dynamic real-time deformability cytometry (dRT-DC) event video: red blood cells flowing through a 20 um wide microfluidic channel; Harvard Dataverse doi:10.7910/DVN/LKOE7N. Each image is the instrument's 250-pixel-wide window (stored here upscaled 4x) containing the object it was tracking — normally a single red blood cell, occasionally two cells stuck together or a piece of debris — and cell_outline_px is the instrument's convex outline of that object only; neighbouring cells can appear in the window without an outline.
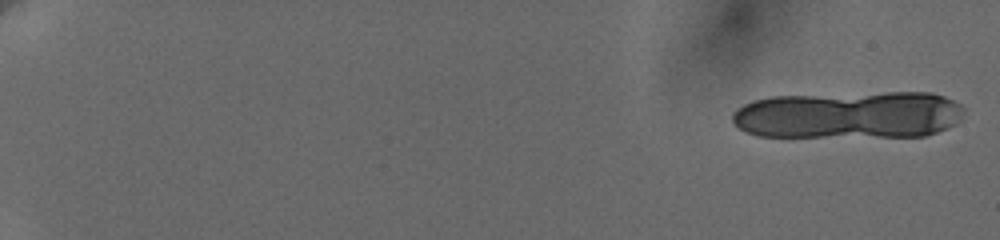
{"species": "human", "species_latin": "Homo sapiens", "temperature_condition": "cold", "stored_images_in_passage": 14, "camera_frame_rate_fps": 3000, "um_per_image_px": 0.085, "donor": {"sex": "female"}, "frame": {"image": 1, "passage_image": 1, "time_ms": 0.0, "image_size_px": [1000, 240], "cell_outline_px": [[964, 112], [960, 120], [956, 124], [936, 132], [924, 136], [760, 136], [748, 132], [740, 128], [732, 120], [732, 116], [736, 108], [744, 104], [756, 100], [772, 96], [888, 92], [932, 92], [944, 96], [960, 104], [964, 108]], "centroid_in_image_um": [72.2, 9.76], "position_along_channel_um": 12.8, "area_um2": 64.1}}